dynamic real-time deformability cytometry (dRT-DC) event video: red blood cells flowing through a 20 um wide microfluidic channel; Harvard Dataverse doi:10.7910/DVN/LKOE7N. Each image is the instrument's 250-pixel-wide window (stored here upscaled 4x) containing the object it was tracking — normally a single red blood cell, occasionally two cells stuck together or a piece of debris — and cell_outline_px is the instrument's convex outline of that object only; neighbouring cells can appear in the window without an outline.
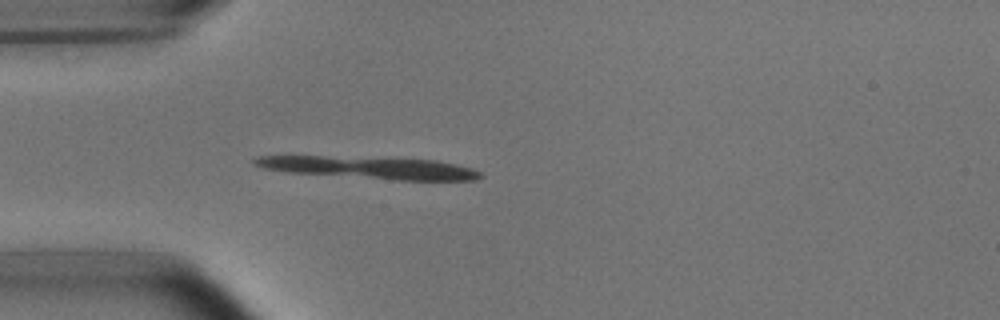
{"species": "common noctule bat (a hibernating species)", "species_latin": "Nyctalus noctula", "temperature_condition": "room temperature", "stored_images_in_passage": 14, "camera_frame_rate_fps": 3000, "um_per_image_px": 0.085, "animal": {"sex": "male", "body_mass_g": 15.6}, "frame": {"image": 1, "passage_image": 5, "time_ms": 1.333, "image_size_px": [1000, 320], "cell_outline_px": [[484, 176], [476, 180], [392, 180], [288, 172], [264, 168], [252, 164], [252, 160], [256, 156], [324, 156], [436, 160], [456, 164], [472, 168], [480, 172]], "centroid_in_image_um": [31.42, 14.26], "position_along_channel_um": 53.6, "area_um2": 29.13}}